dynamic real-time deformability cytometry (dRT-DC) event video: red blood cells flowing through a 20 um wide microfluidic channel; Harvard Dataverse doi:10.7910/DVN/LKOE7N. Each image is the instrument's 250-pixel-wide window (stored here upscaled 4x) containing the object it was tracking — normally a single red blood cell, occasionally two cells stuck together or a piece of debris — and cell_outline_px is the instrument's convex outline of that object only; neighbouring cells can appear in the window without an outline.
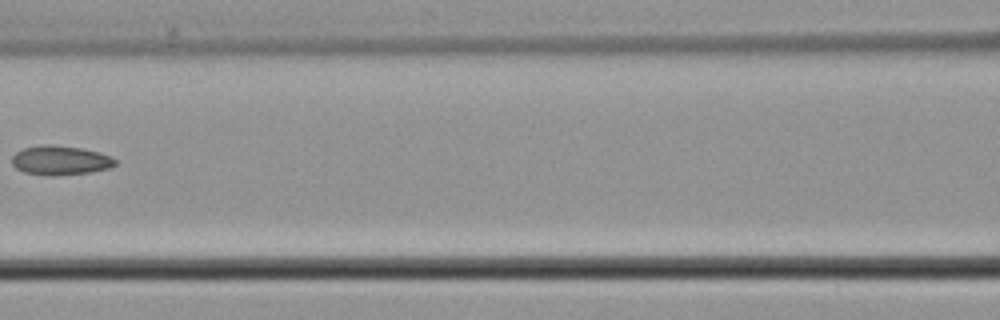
{"species": "common noctule bat (a hibernating species)", "species_latin": "Nyctalus noctula", "temperature_condition": "cold", "stored_images_in_passage": 4, "camera_frame_rate_fps": 3000, "um_per_image_px": 0.085, "animal": {"sex": "male", "body_mass_g": 21.5, "forearm_length_mm": 52.0}, "frame": {"image": 1, "passage_image": 4, "time_ms": 6.333, "image_size_px": [1000, 320], "cell_outline_px": [[116, 164], [112, 168], [92, 172], [52, 176], [48, 176], [24, 172], [16, 168], [12, 164], [12, 156], [16, 152], [24, 148], [44, 144], [48, 144], [84, 148], [100, 152], [112, 156], [116, 160]], "centroid_in_image_um": [5.17, 13.63], "position_along_channel_um": 161.4, "area_um2": 17.92}}